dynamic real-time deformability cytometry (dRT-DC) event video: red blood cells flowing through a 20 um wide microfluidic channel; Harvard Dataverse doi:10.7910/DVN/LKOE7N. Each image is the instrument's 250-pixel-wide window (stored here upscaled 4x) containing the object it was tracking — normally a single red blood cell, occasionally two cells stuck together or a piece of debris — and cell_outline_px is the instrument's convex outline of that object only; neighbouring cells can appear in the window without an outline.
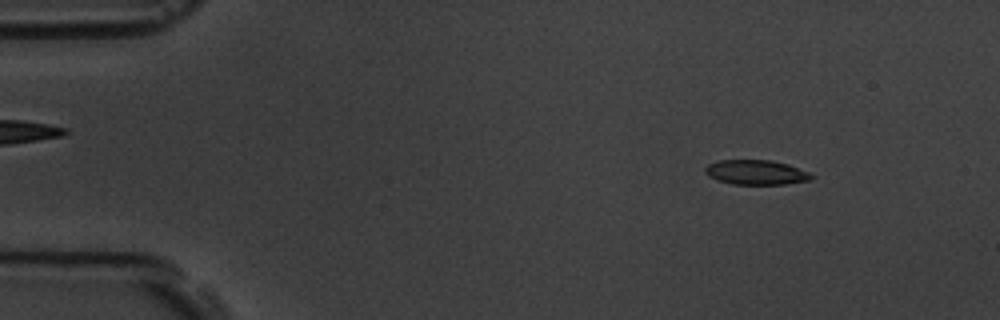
{"species": "common noctule bat (a hibernating species)", "species_latin": "Nyctalus noctula", "temperature_condition": "room temperature", "stored_images_in_passage": 57, "camera_frame_rate_fps": 3000, "um_per_image_px": 0.085, "animal": {"sex": "male", "body_mass_g": 19.5, "forearm_length_mm": 54.6}, "frame": {"image": 1, "passage_image": 7, "time_ms": 2.0, "image_size_px": [1000, 320], "cell_outline_px": [[816, 176], [812, 180], [784, 184], [732, 184], [716, 180], [708, 176], [704, 172], [704, 168], [708, 164], [716, 160], [772, 160], [788, 164], [808, 172]], "centroid_in_image_um": [64.25, 14.65], "position_along_channel_um": 20.7, "area_um2": 15.49}}
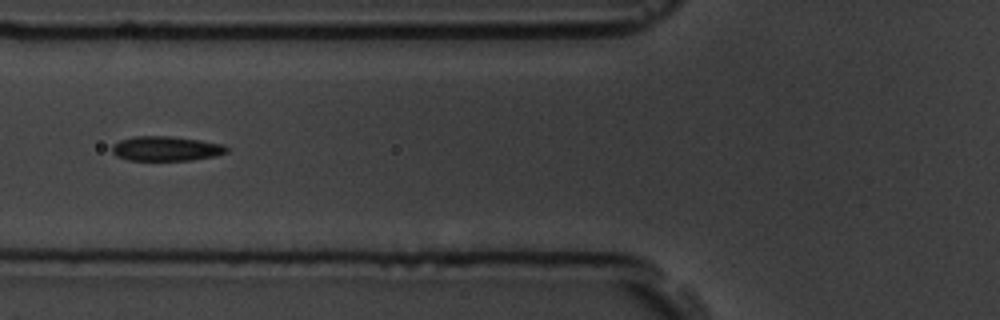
{"frame": {"image": 2, "passage_image": 22, "time_ms": 7.0, "image_size_px": [1000, 320], "cell_outline_px": [[228, 152], [216, 156], [192, 160], [128, 160], [116, 156], [112, 152], [112, 144], [120, 140], [136, 136], [168, 136], [200, 140], [224, 144], [228, 148]], "centroid_in_image_um": [14.13, 12.63], "position_along_channel_um": 111.7, "area_um2": 16.53}}
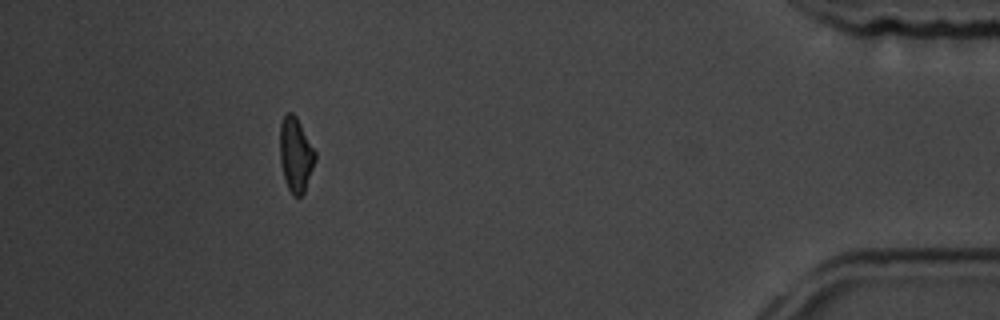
{"frame": {"image": 3, "passage_image": 52, "time_ms": 17.0, "image_size_px": [1000, 320], "cell_outline_px": [[316, 160], [304, 192], [300, 196], [292, 196], [284, 180], [280, 160], [280, 124], [284, 116], [288, 112], [292, 112], [296, 116], [316, 152]], "centroid_in_image_um": [25.13, 13.16], "position_along_channel_um": 410.1, "area_um2": 15.32}, "authors_computed_cell_mechanics": {"area_um2": 16.184, "velocity_mm_per_s": 3.5601, "shape_relaxation_time_tau1_ms": 4.1289, "shape_relaxation_time_tau2_ms": 6.2367, "deformation_change_tau1": 0.1462, "deformation_change_tau2": 0.1327}}